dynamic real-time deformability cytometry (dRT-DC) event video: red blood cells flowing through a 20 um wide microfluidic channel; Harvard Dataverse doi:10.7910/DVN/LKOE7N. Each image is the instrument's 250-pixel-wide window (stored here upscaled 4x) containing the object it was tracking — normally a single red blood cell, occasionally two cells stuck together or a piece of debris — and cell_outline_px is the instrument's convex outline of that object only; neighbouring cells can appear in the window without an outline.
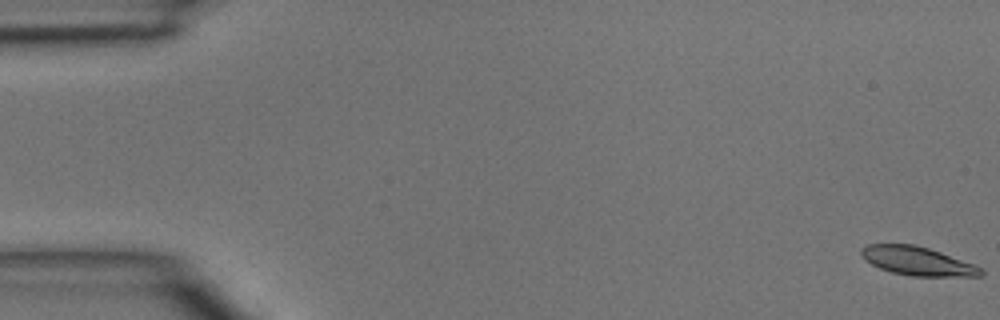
{"species": "common noctule bat (a hibernating species)", "species_latin": "Nyctalus noctula", "temperature_condition": "room temperature", "stored_images_in_passage": 46, "camera_frame_rate_fps": 3000, "um_per_image_px": 0.085, "animal": {"sex": "male", "body_mass_g": 15.6}, "frame": {"image": 1, "passage_image": 1, "time_ms": 0.0, "image_size_px": [1000, 320], "cell_outline_px": [[984, 272], [980, 276], [912, 276], [892, 272], [880, 268], [864, 260], [860, 256], [860, 248], [868, 244], [916, 244], [940, 252], [972, 264], [980, 268]], "centroid_in_image_um": [77.91, 22.18], "position_along_channel_um": 7.1, "area_um2": 19.83}}
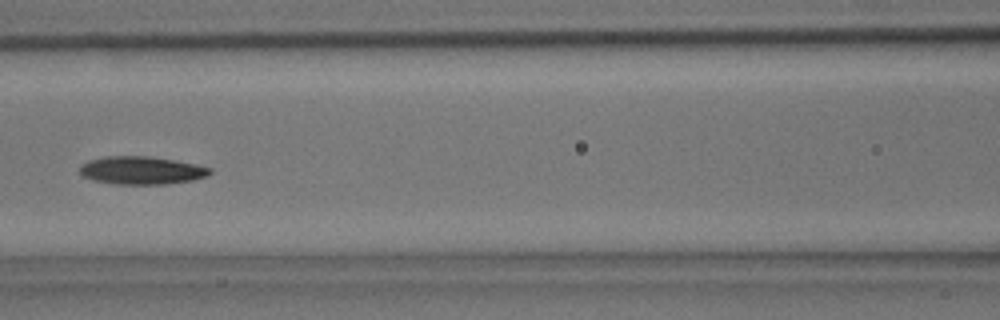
{"frame": {"image": 2, "passage_image": 21, "time_ms": 6.667, "image_size_px": [1000, 320], "cell_outline_px": [[212, 172], [208, 176], [192, 180], [168, 184], [112, 184], [96, 180], [84, 176], [80, 172], [80, 168], [88, 160], [104, 156], [148, 156], [172, 160], [212, 168]], "centroid_in_image_um": [12.04, 14.48], "position_along_channel_um": 154.6, "area_um2": 20.98}}
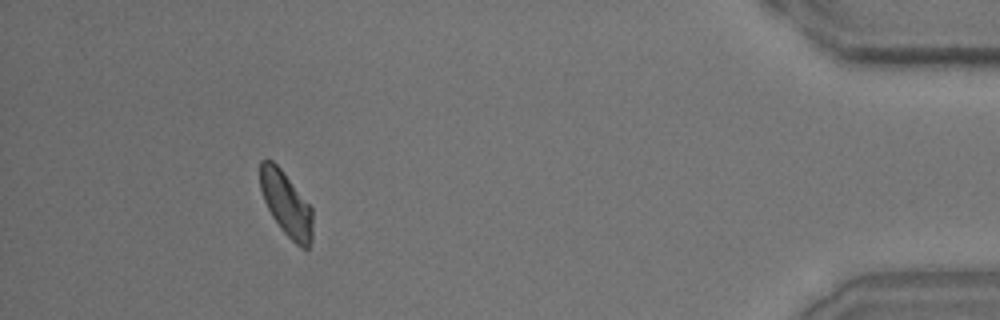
{"frame": {"image": 3, "passage_image": 43, "time_ms": 14.0, "image_size_px": [1000, 320], "cell_outline_px": [[312, 240], [308, 248], [300, 248], [280, 228], [272, 216], [264, 200], [260, 188], [260, 160], [272, 160], [280, 168], [312, 208]], "centroid_in_image_um": [24.33, 17.35], "position_along_channel_um": 410.9, "area_um2": 19.42}}